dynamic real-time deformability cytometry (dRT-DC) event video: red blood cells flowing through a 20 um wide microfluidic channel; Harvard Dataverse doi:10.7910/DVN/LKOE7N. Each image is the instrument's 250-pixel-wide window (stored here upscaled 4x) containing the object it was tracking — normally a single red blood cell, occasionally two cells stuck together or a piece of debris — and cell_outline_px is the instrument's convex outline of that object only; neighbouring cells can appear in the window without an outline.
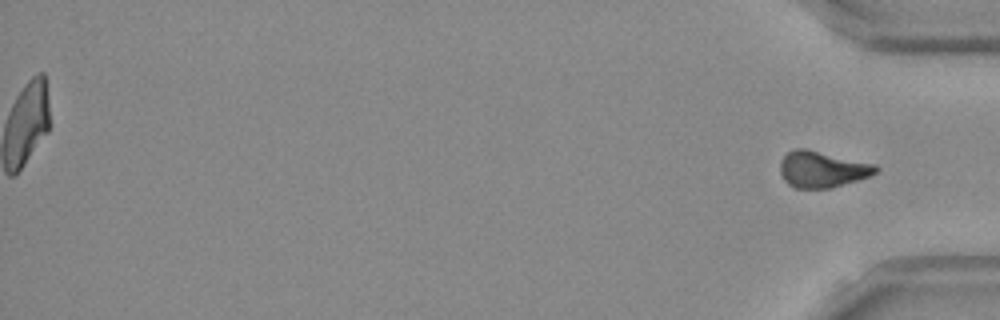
{"species": "Egyptian fruit bat (a non-hibernating species)", "species_latin": "Rousettus aegyptiacus", "temperature_condition": "room temperature", "stored_images_in_passage": 52, "segment_of_instrument_passage": [2, 2], "camera_frame_rate_fps": 3000, "um_per_image_px": 0.085, "frame": {"image": 1, "passage_image": 52, "time_ms": 17.0, "image_size_px": [1000, 320], "cell_outline_px": [[880, 168], [876, 172], [868, 176], [832, 188], [796, 188], [788, 184], [784, 180], [780, 172], [780, 160], [788, 152], [796, 148], [808, 148], [876, 164]], "centroid_in_image_um": [69.88, 14.37], "position_along_channel_um": 365.3, "area_um2": 20.35}}